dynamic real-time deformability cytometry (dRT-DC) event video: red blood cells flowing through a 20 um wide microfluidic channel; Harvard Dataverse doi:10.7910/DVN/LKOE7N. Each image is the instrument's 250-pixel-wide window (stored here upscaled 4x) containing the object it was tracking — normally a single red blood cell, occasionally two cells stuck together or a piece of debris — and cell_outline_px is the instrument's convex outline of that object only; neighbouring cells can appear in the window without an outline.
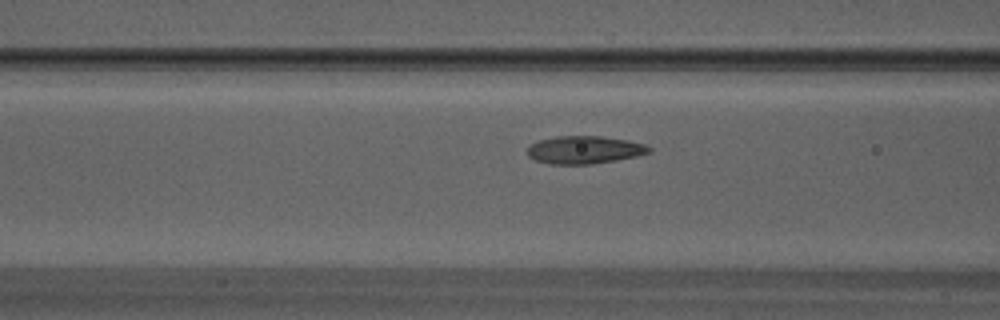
{"species": "Egyptian fruit bat (a non-hibernating species)", "species_latin": "Rousettus aegyptiacus", "temperature_condition": "warm", "stored_images_in_passage": 42, "camera_frame_rate_fps": 3000, "um_per_image_px": 0.085, "animal": {"sex": "male"}, "frame": {"image": 1, "passage_image": 16, "time_ms": 5.0, "image_size_px": [1000, 320], "cell_outline_px": [[652, 152], [636, 156], [616, 160], [592, 164], [548, 164], [536, 160], [528, 156], [528, 148], [536, 140], [556, 136], [600, 136], [628, 140], [644, 144], [652, 148]], "centroid_in_image_um": [49.68, 12.73], "position_along_channel_um": 116.9, "area_um2": 19.77}}
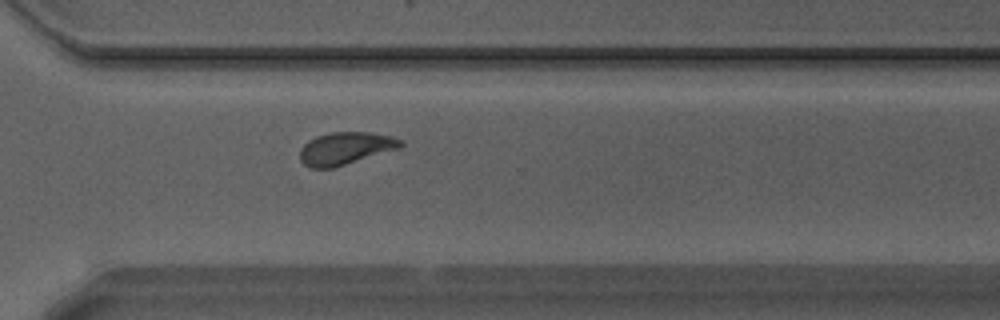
{"frame": {"image": 2, "passage_image": 32, "time_ms": 10.333, "image_size_px": [1000, 320], "cell_outline_px": [[404, 144], [400, 148], [332, 168], [312, 168], [304, 164], [300, 160], [300, 148], [308, 140], [316, 136], [332, 132], [372, 132], [392, 136], [404, 140]], "centroid_in_image_um": [29.38, 12.6], "position_along_channel_um": 341.2, "area_um2": 19.13}}
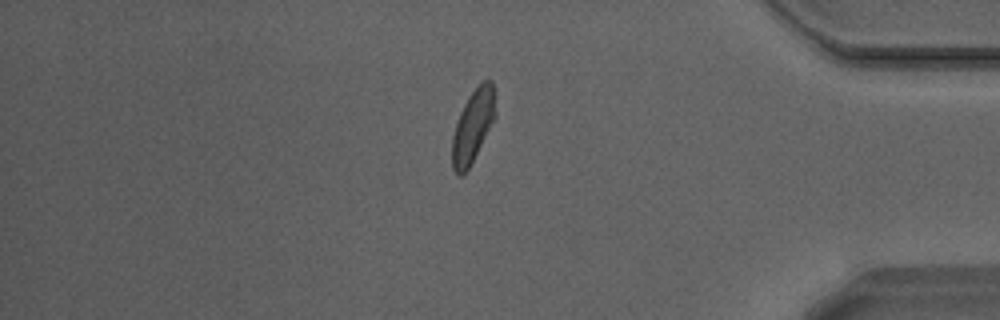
{"frame": {"image": 3, "passage_image": 38, "time_ms": 12.333, "image_size_px": [1000, 320], "cell_outline_px": [[496, 120], [468, 168], [460, 176], [452, 168], [452, 136], [460, 112], [468, 96], [484, 80], [492, 80], [496, 116]], "centroid_in_image_um": [40.21, 10.71], "position_along_channel_um": 395.0, "area_um2": 18.21}}